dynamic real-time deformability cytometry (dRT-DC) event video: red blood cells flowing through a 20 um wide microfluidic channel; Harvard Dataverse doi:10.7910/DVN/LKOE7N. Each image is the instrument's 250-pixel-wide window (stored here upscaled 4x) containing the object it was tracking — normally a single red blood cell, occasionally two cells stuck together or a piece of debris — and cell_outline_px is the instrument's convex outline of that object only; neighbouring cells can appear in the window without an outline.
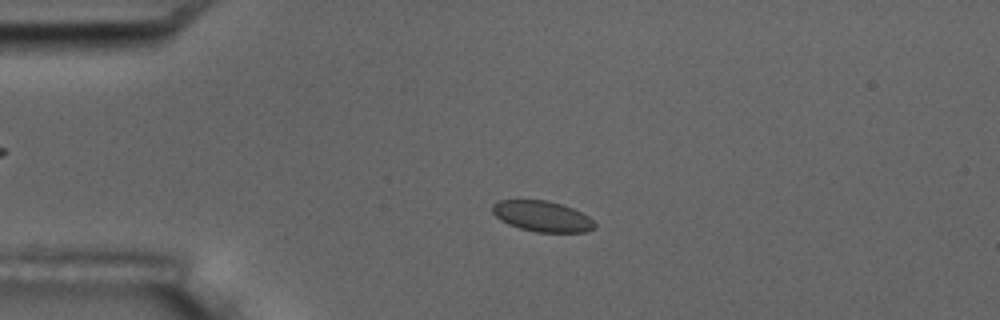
{"species": "common noctule bat (a hibernating species)", "species_latin": "Nyctalus noctula", "temperature_condition": "room temperature", "stored_images_in_passage": 4, "camera_frame_rate_fps": 3000, "um_per_image_px": 0.085, "animal": {"sex": "male", "body_mass_g": 17.5, "forearm_length_mm": 52.3}, "frame": {"image": 1, "passage_image": 2, "time_ms": 2.0, "image_size_px": [1000, 320], "cell_outline_px": [[596, 228], [584, 232], [536, 232], [520, 228], [508, 224], [500, 220], [492, 212], [492, 204], [500, 200], [548, 200], [572, 208], [588, 216], [596, 224]], "centroid_in_image_um": [46.08, 18.38], "position_along_channel_um": 38.9, "area_um2": 18.26}}